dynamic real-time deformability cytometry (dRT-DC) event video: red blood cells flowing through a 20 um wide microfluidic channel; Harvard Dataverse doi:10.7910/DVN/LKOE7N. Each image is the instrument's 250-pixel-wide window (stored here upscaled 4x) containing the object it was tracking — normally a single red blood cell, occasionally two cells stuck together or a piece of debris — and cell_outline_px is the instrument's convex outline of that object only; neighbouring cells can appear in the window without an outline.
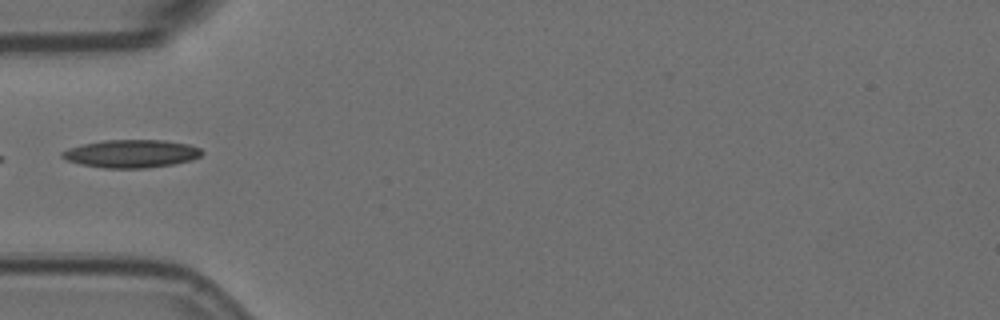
{"species": "Egyptian fruit bat (a non-hibernating species)", "species_latin": "Rousettus aegyptiacus", "temperature_condition": "room temperature", "stored_images_in_passage": 6, "camera_frame_rate_fps": 3000, "um_per_image_px": 0.085, "animal": {"sex": "female"}, "frame": {"image": 1, "passage_image": 1, "time_ms": 0.0, "image_size_px": [1000, 320], "cell_outline_px": [[204, 152], [200, 156], [192, 160], [172, 164], [144, 168], [104, 168], [80, 164], [68, 160], [60, 156], [60, 152], [68, 148], [84, 144], [104, 140], [164, 140], [188, 144], [200, 148]], "centroid_in_image_um": [11.16, 13.06], "position_along_channel_um": 73.8, "area_um2": 22.72}}